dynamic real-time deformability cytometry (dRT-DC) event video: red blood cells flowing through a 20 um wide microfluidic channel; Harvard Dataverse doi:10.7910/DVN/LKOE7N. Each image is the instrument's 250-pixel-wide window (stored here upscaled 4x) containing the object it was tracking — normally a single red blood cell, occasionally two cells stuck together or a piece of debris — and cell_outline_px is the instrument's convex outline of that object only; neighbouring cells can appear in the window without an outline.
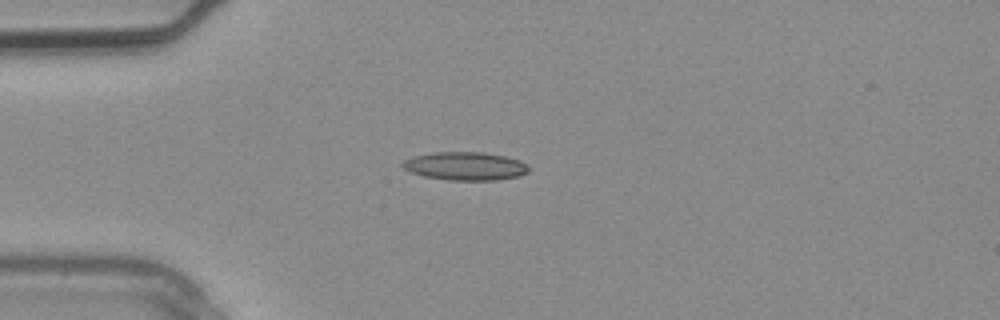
{"species": "common noctule bat (a hibernating species)", "species_latin": "Nyctalus noctula", "temperature_condition": "warm", "stored_images_in_passage": 1, "camera_frame_rate_fps": 3000, "um_per_image_px": 0.085, "animal": {"sex": "male", "body_mass_g": 20.4}, "frame": {"image": 1, "passage_image": 1, "time_ms": 0.0, "image_size_px": [1000, 320], "cell_outline_px": [[528, 172], [520, 176], [496, 180], [448, 180], [424, 176], [412, 172], [404, 168], [400, 164], [404, 160], [416, 156], [432, 152], [484, 152], [504, 156], [520, 160], [528, 164]], "centroid_in_image_um": [39.58, 14.12], "position_along_channel_um": 45.4, "area_um2": 20.75}}